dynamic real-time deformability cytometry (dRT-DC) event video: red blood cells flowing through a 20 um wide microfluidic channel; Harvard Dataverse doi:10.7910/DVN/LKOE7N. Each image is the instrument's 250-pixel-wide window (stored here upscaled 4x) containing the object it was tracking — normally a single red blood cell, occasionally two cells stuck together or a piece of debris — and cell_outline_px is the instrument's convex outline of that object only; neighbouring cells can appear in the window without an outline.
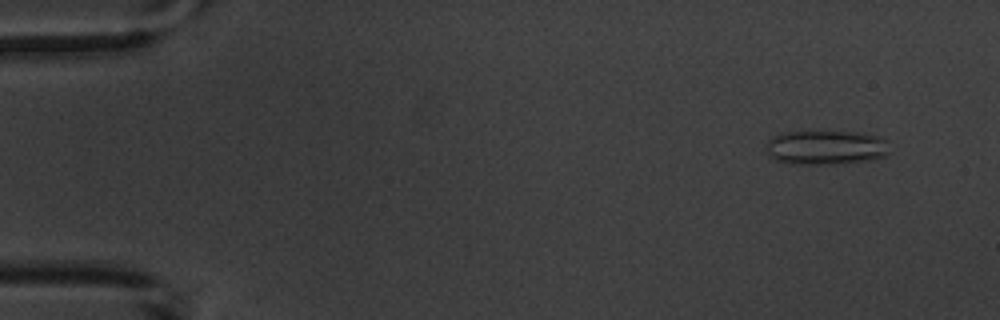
{"species": "common noctule bat (a hibernating species)", "species_latin": "Nyctalus noctula", "temperature_condition": "warm", "stored_images_in_passage": 5, "segment_of_instrument_passage": [2, 2], "camera_frame_rate_fps": 3000, "um_per_image_px": 0.085, "animal": {"sex": "male", "body_mass_g": 20.1, "forearm_length_mm": 53.5}, "frame": {"image": 1, "passage_image": 5, "time_ms": 4.667, "image_size_px": [1000, 320], "cell_outline_px": [[888, 156], [872, 160], [840, 164], [796, 164], [776, 160], [768, 156], [768, 140], [772, 136], [784, 132], [808, 128], [860, 132], [876, 136], [884, 140], [888, 152]], "centroid_in_image_um": [70.17, 12.49], "position_along_channel_um": 14.8, "area_um2": 25.72}}